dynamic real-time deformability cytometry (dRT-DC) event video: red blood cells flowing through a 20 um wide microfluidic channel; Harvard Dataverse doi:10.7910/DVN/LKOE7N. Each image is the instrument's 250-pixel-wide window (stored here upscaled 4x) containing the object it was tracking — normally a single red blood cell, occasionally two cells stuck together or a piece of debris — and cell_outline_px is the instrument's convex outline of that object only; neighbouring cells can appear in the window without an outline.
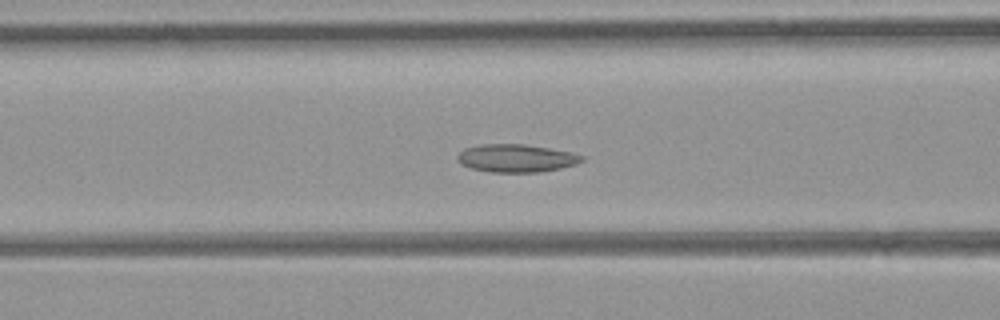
{"species": "common noctule bat (a hibernating species)", "species_latin": "Nyctalus noctula", "temperature_condition": "room temperature", "stored_images_in_passage": 43, "camera_frame_rate_fps": 3000, "um_per_image_px": 0.085, "animal": {"sex": "female", "body_mass_g": 21.9}, "frame": {"image": 1, "passage_image": 15, "time_ms": 4.667, "image_size_px": [1000, 320], "cell_outline_px": [[584, 160], [576, 164], [560, 168], [540, 172], [488, 172], [472, 168], [460, 164], [456, 160], [456, 156], [464, 148], [480, 144], [524, 144], [548, 148], [568, 152], [584, 156]], "centroid_in_image_um": [43.83, 13.45], "position_along_channel_um": 122.8, "area_um2": 20.23}}
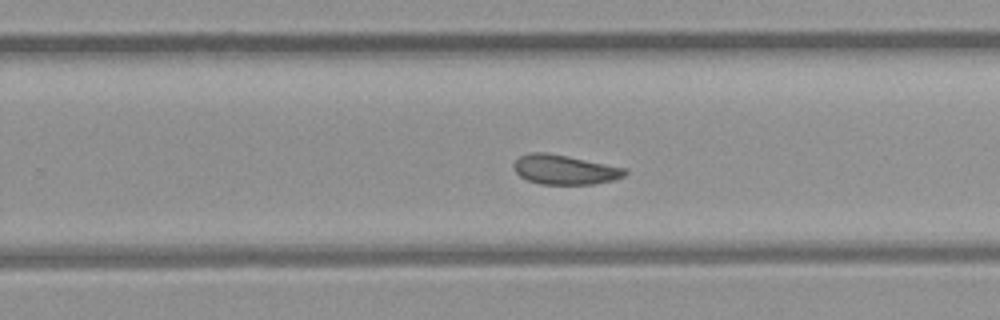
{"frame": {"image": 2, "passage_image": 26, "time_ms": 8.333, "image_size_px": [1000, 320], "cell_outline_px": [[628, 172], [624, 176], [612, 180], [592, 184], [540, 184], [528, 180], [520, 176], [516, 172], [512, 164], [520, 156], [532, 152], [548, 152], [628, 168]], "centroid_in_image_um": [48.01, 14.41], "position_along_channel_um": 281.8, "area_um2": 19.19}}
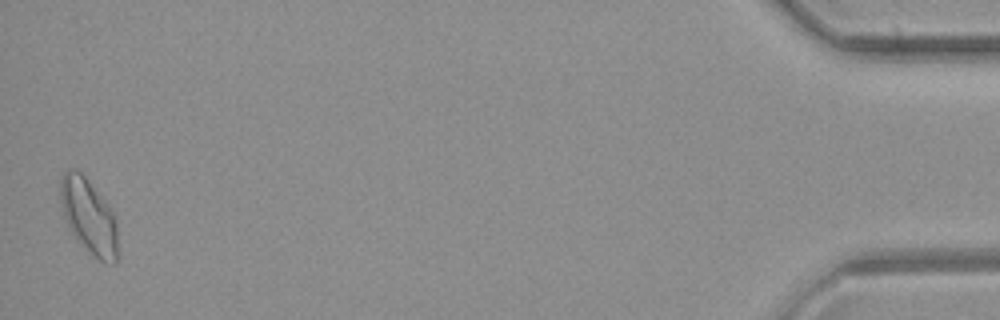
{"frame": {"image": 3, "passage_image": 43, "time_ms": 14.0, "image_size_px": [1000, 320], "cell_outline_px": [[116, 264], [104, 264], [76, 236], [68, 224], [64, 216], [60, 200], [60, 180], [64, 172], [68, 168], [72, 168], [80, 172], [84, 176], [104, 200], [112, 212], [116, 220]], "centroid_in_image_um": [7.54, 18.34], "position_along_channel_um": 427.7, "area_um2": 24.1}, "authors_computed_cell_mechanics": {"area_um2": 20.2878, "velocity_mm_per_s": 4.3459, "shape_relaxation_time_tau1_ms": null, "shape_relaxation_time_tau2_ms": 7.2288, "deformation_change_tau1": null, "deformation_change_tau2": 0.1367}}